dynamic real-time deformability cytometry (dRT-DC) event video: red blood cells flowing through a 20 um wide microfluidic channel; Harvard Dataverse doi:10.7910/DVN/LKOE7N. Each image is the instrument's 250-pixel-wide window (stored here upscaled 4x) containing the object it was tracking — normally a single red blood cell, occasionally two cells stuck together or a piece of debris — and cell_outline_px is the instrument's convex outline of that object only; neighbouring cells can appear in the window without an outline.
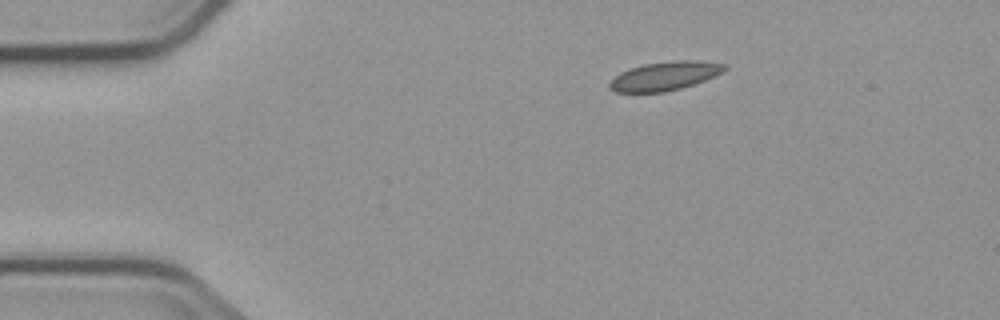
{"species": "common noctule bat (a hibernating species)", "species_latin": "Nyctalus noctula", "temperature_condition": "cold", "stored_images_in_passage": 2, "camera_frame_rate_fps": 3000, "um_per_image_px": 0.085, "animal": {"sex": "male", "body_mass_g": 23.1, "forearm_length_mm": 52.7}, "frame": {"image": 1, "passage_image": 1, "time_ms": 0.0, "image_size_px": [1000, 320], "cell_outline_px": [[728, 68], [724, 72], [716, 76], [680, 88], [664, 92], [616, 92], [608, 88], [608, 84], [620, 72], [628, 68], [644, 64], [676, 60], [704, 60], [728, 64]], "centroid_in_image_um": [56.55, 6.44], "position_along_channel_um": 28.4, "area_um2": 19.48}}